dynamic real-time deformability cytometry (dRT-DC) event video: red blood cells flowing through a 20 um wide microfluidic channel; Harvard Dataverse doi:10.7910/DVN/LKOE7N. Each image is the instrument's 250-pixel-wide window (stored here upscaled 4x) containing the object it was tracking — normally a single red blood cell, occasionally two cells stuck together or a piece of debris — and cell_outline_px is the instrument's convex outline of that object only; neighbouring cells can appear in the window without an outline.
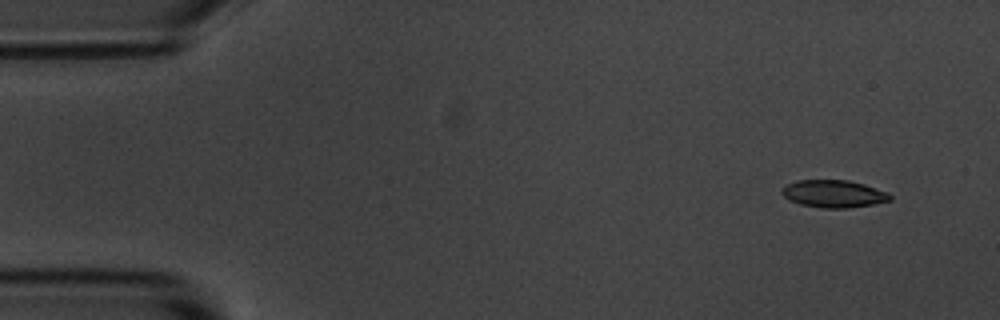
{"species": "common noctule bat (a hibernating species)", "species_latin": "Nyctalus noctula", "temperature_condition": "room temperature", "stored_images_in_passage": 5, "segment_of_instrument_passage": [1, 2], "camera_frame_rate_fps": 3000, "um_per_image_px": 0.085, "animal": {"sex": "male", "body_mass_g": 20.1, "forearm_length_mm": 53.5}, "frame": {"image": 1, "passage_image": 1, "time_ms": 0.0, "image_size_px": [1000, 320], "cell_outline_px": [[892, 200], [872, 204], [848, 208], [824, 208], [800, 204], [788, 200], [780, 192], [784, 184], [796, 180], [848, 180], [864, 184], [888, 192], [892, 196]], "centroid_in_image_um": [70.83, 16.46], "position_along_channel_um": 14.2, "area_um2": 17.46}}
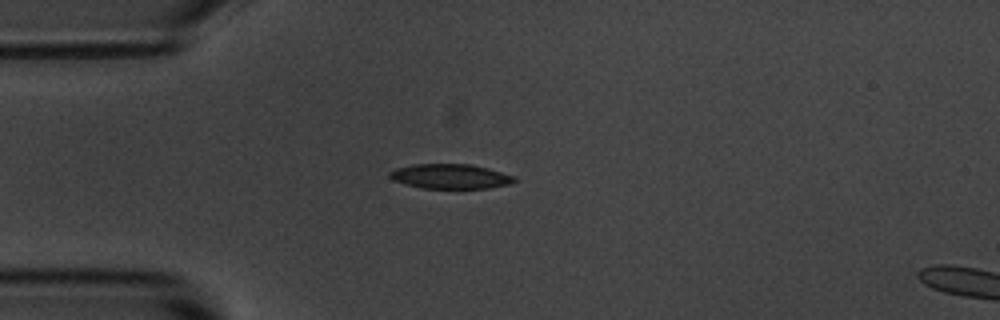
{"frame": {"image": 2, "passage_image": 4, "time_ms": 3.333, "image_size_px": [1000, 320], "cell_outline_px": [[516, 180], [512, 184], [488, 188], [424, 188], [404, 184], [392, 180], [388, 176], [388, 172], [396, 168], [412, 164], [468, 164], [488, 168], [516, 176]], "centroid_in_image_um": [38.27, 14.99], "position_along_channel_um": 46.7, "area_um2": 18.09}}